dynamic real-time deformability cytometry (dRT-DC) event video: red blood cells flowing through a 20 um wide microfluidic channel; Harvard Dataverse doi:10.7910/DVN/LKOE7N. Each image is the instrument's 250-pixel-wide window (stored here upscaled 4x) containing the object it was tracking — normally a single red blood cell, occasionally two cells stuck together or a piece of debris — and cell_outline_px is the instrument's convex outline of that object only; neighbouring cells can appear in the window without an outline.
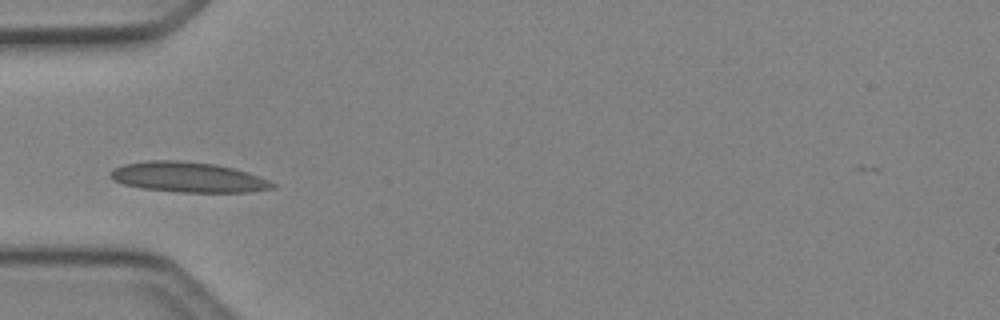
{"species": "Egyptian fruit bat (a non-hibernating species)", "species_latin": "Rousettus aegyptiacus", "temperature_condition": "cold", "stored_images_in_passage": 29, "camera_frame_rate_fps": 3000, "um_per_image_px": 0.085, "animal": {"sex": "female"}, "frame": {"image": 1, "passage_image": 1, "time_ms": 0.0, "image_size_px": [1000, 320], "cell_outline_px": [[276, 188], [248, 192], [176, 192], [140, 188], [124, 184], [112, 180], [108, 176], [108, 172], [112, 168], [124, 164], [148, 160], [180, 160], [216, 164], [248, 172], [268, 180], [276, 184]], "centroid_in_image_um": [15.94, 15.06], "position_along_channel_um": 69.1, "area_um2": 28.84}}
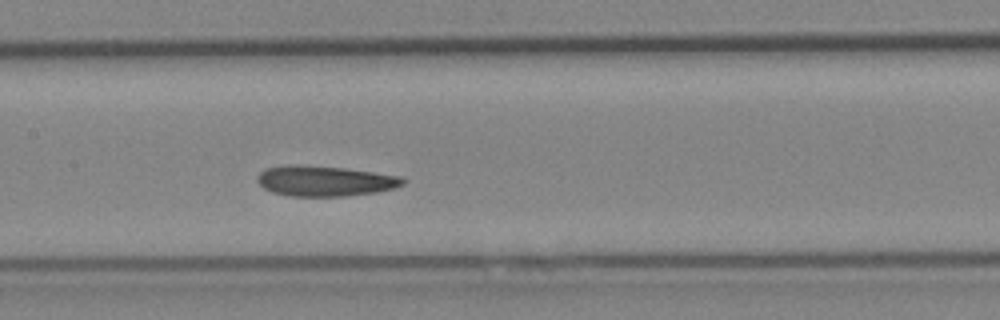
{"frame": {"image": 2, "passage_image": 9, "time_ms": 2.667, "image_size_px": [1000, 320], "cell_outline_px": [[408, 180], [404, 184], [396, 188], [376, 192], [344, 196], [292, 196], [272, 192], [264, 188], [256, 180], [256, 176], [264, 168], [284, 164], [296, 164], [344, 168], [400, 176]], "centroid_in_image_um": [27.59, 15.37], "position_along_channel_um": 179.8, "area_um2": 26.01}}
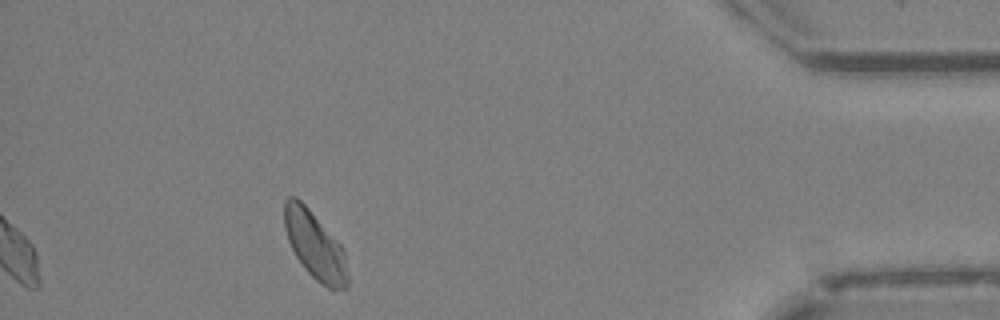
{"frame": {"image": 3, "passage_image": 29, "time_ms": 9.333, "image_size_px": [1000, 320], "cell_outline_px": [[348, 288], [328, 288], [316, 280], [304, 268], [296, 256], [288, 240], [284, 228], [284, 200], [288, 196], [296, 196], [308, 208], [340, 244], [344, 252], [348, 276]], "centroid_in_image_um": [26.74, 20.85], "position_along_channel_um": 408.5, "area_um2": 24.62}, "authors_computed_cell_mechanics": {"area_um2": 25.0852, "velocity_mm_per_s": 4.1872, "shape_relaxation_time_tau1_ms": 5.4754, "shape_relaxation_time_tau2_ms": 2.6651, "deformation_change_tau1": 0.099, "deformation_change_tau2": 0.0664}}